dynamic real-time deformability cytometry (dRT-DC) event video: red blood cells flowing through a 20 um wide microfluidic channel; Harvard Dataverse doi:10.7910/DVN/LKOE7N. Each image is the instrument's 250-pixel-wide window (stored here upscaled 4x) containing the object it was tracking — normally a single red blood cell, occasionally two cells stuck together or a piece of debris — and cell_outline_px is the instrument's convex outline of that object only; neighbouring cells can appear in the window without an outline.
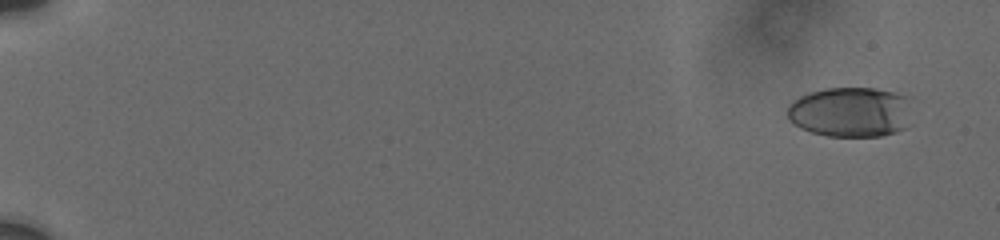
{"species": "human", "species_latin": "Homo sapiens", "temperature_condition": "cold", "stored_images_in_passage": 66, "camera_frame_rate_fps": 3000, "um_per_image_px": 0.085, "donor": {"sex": "male"}, "frame": {"image": 1, "passage_image": 1, "time_ms": 0.0, "image_size_px": [1000, 240], "cell_outline_px": [[912, 100], [908, 128], [896, 132], [880, 136], [828, 136], [812, 132], [800, 128], [788, 120], [788, 104], [792, 100], [808, 92], [824, 88], [876, 88], [896, 92], [912, 96]], "centroid_in_image_um": [72.35, 9.5], "position_along_channel_um": 12.6, "area_um2": 37.28}}
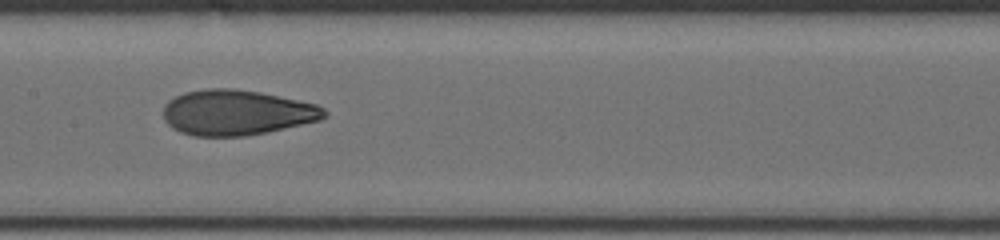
{"frame": {"image": 2, "passage_image": 38, "time_ms": 9.667, "image_size_px": [1000, 240], "cell_outline_px": [[328, 116], [320, 120], [268, 132], [244, 136], [192, 136], [180, 132], [172, 128], [164, 120], [164, 104], [168, 100], [184, 92], [208, 88], [232, 88], [260, 92], [316, 104], [324, 108], [328, 112]], "centroid_in_image_um": [20.11, 9.57], "position_along_channel_um": 187.3, "area_um2": 42.71}}
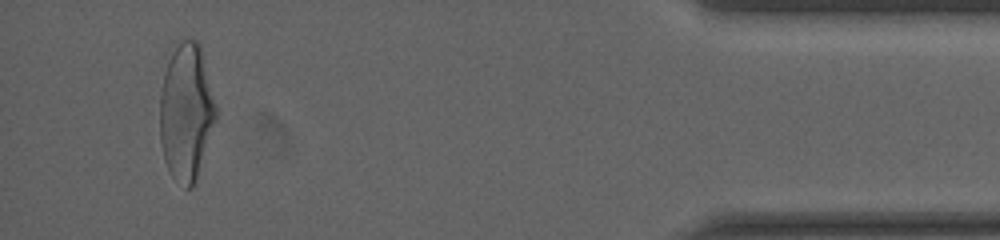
{"frame": {"image": 3, "passage_image": 65, "time_ms": 17.333, "image_size_px": [1000, 240], "cell_outline_px": [[216, 120], [196, 180], [192, 188], [188, 188], [172, 176], [164, 160], [160, 140], [160, 92], [164, 72], [172, 40], [188, 36], [196, 40], [200, 44], [216, 108]], "centroid_in_image_um": [15.8, 9.4], "position_along_channel_um": 419.4, "area_um2": 45.32}, "authors_computed_cell_mechanics": {"area_um2": 41.6738, "velocity_mm_per_s": 3.7612, "shape_relaxation_time_tau1_ms": 4.0687, "shape_relaxation_time_tau2_ms": 1.4257, "deformation_change_tau1": 0.188, "deformation_change_tau2": 0.0818}}